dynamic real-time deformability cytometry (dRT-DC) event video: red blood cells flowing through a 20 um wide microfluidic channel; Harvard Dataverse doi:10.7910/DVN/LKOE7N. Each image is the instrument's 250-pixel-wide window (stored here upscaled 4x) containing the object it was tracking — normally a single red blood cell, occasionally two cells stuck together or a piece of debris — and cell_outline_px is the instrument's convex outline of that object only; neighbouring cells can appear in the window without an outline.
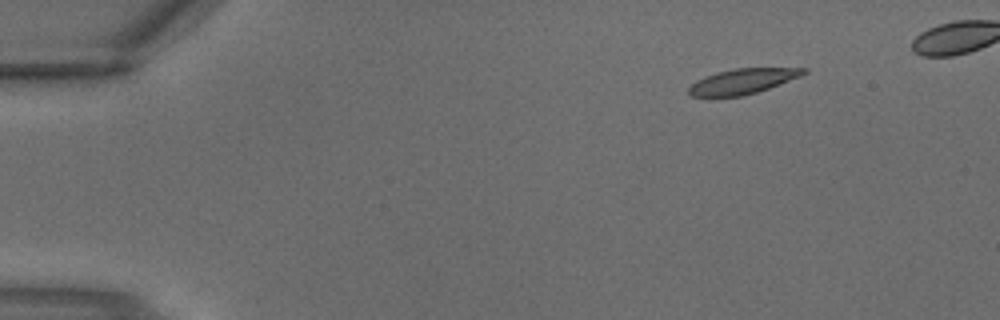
{"species": "common noctule bat (a hibernating species)", "species_latin": "Nyctalus noctula", "temperature_condition": "warm", "stored_images_in_passage": 3, "camera_frame_rate_fps": 3000, "um_per_image_px": 0.085, "animal": {"sex": "male", "body_mass_g": 18.8}, "frame": {"image": 1, "passage_image": 1, "time_ms": 0.0, "image_size_px": [1000, 320], "cell_outline_px": [[808, 72], [800, 76], [768, 88], [756, 92], [740, 96], [688, 96], [688, 88], [696, 80], [716, 72], [736, 68], [808, 68]], "centroid_in_image_um": [63.1, 6.9], "position_along_channel_um": 21.9, "area_um2": 16.65}}